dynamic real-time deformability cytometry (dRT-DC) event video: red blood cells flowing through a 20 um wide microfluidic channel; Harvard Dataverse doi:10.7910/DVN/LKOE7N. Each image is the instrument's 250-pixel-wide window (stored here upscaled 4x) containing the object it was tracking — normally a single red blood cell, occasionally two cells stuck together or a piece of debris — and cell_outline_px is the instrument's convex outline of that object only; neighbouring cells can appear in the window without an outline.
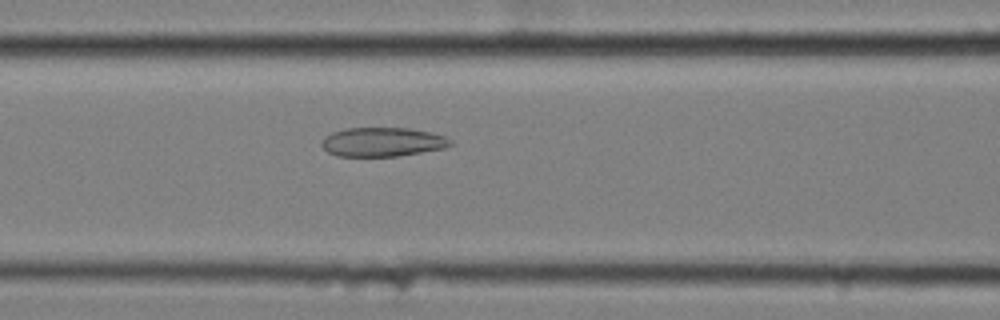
{"species": "common noctule bat (a hibernating species)", "species_latin": "Nyctalus noctula", "temperature_condition": "cold", "stored_images_in_passage": 43, "camera_frame_rate_fps": 3000, "um_per_image_px": 0.085, "animal": {"sex": "female", "body_mass_g": 25.1}, "frame": {"image": 1, "passage_image": 11, "time_ms": 3.333, "image_size_px": [1000, 320], "cell_outline_px": [[452, 144], [448, 148], [396, 156], [336, 156], [328, 152], [320, 144], [324, 136], [332, 132], [344, 128], [408, 128], [428, 132], [444, 136], [452, 140]], "centroid_in_image_um": [32.5, 12.07], "position_along_channel_um": 134.1, "area_um2": 21.91}}
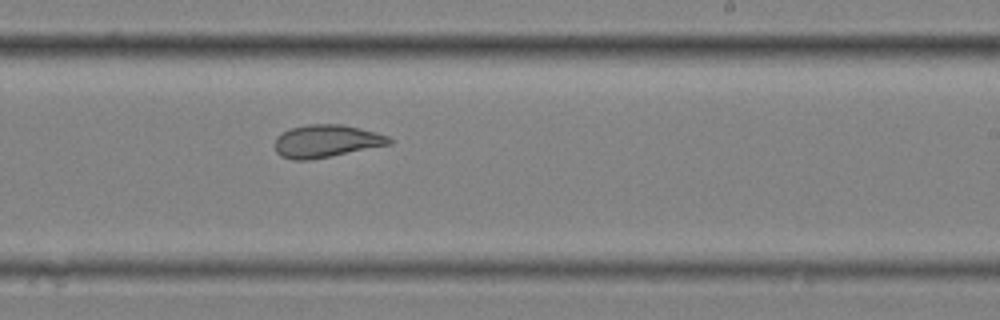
{"frame": {"image": 2, "passage_image": 22, "time_ms": 7.0, "image_size_px": [1000, 320], "cell_outline_px": [[392, 144], [312, 160], [292, 160], [280, 156], [276, 152], [276, 136], [288, 128], [308, 124], [344, 124], [376, 132], [388, 136], [392, 140]], "centroid_in_image_um": [27.73, 11.99], "position_along_channel_um": 261.3, "area_um2": 22.02}}
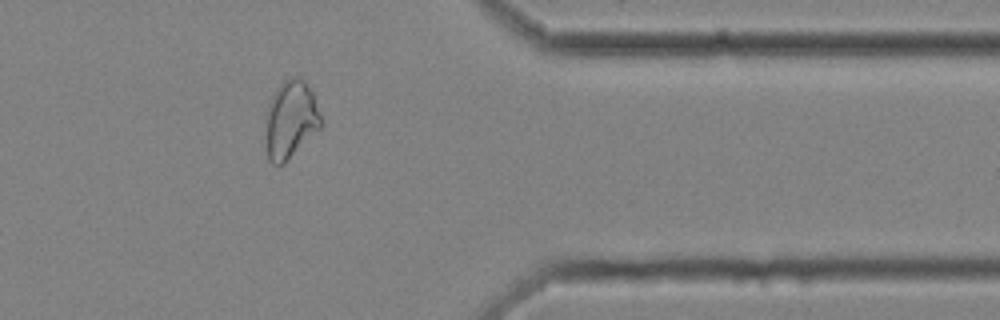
{"frame": {"image": 3, "passage_image": 34, "time_ms": 11.0, "image_size_px": [1000, 320], "cell_outline_px": [[324, 124], [284, 164], [276, 168], [268, 160], [264, 136], [268, 104], [276, 88], [284, 80], [296, 76], [300, 76], [308, 84], [312, 92], [324, 120]], "centroid_in_image_um": [24.7, 10.2], "position_along_channel_um": 386.7, "area_um2": 25.78}}